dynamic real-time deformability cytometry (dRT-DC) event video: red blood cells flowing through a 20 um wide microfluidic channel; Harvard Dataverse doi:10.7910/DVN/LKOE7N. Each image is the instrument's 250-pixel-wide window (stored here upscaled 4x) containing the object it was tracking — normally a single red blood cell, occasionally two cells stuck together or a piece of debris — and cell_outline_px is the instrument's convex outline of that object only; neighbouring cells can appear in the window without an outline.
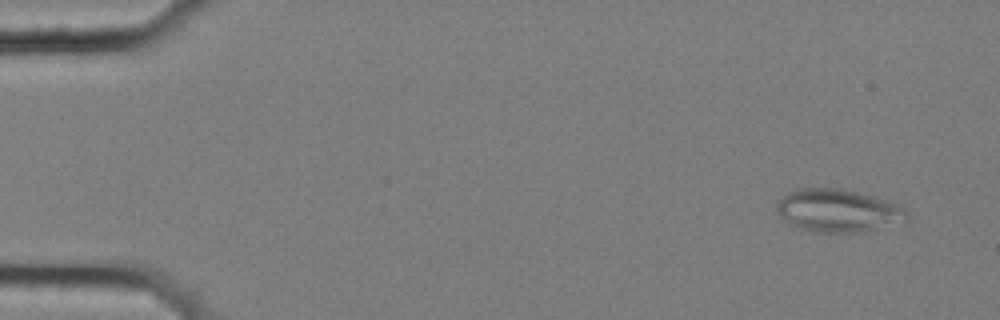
{"species": "common noctule bat (a hibernating species)", "species_latin": "Nyctalus noctula", "temperature_condition": "cold", "stored_images_in_passage": 6, "camera_frame_rate_fps": 3000, "um_per_image_px": 0.085, "animal": {"sex": "female", "body_mass_g": 25.1}, "frame": {"image": 1, "passage_image": 2, "time_ms": 0.333, "image_size_px": [1000, 320], "cell_outline_px": [[908, 224], [860, 232], [812, 232], [788, 224], [776, 208], [776, 204], [788, 192], [796, 188], [840, 188], [872, 196], [900, 204], [908, 212]], "centroid_in_image_um": [71.33, 17.92], "position_along_channel_um": 13.7, "area_um2": 33.0}}